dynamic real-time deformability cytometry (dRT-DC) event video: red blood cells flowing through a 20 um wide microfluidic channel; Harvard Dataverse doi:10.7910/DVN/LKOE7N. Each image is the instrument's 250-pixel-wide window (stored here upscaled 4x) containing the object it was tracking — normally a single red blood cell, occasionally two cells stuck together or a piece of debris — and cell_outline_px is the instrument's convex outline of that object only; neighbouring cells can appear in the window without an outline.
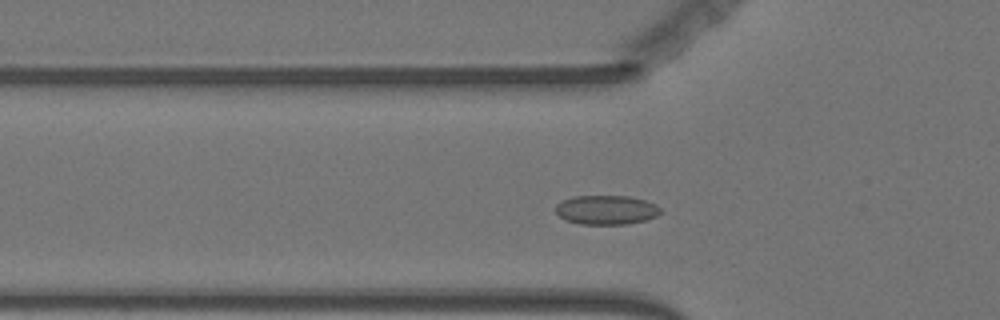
{"species": "Egyptian fruit bat (a non-hibernating species)", "species_latin": "Rousettus aegyptiacus", "temperature_condition": "warm", "stored_images_in_passage": 50, "camera_frame_rate_fps": 3000, "um_per_image_px": 0.085, "animal": {"sex": "female"}, "frame": {"image": 1, "passage_image": 12, "time_ms": 3.667, "image_size_px": [1000, 320], "cell_outline_px": [[660, 212], [656, 216], [644, 220], [628, 224], [580, 224], [564, 220], [556, 212], [556, 204], [560, 200], [572, 196], [628, 196], [644, 200], [656, 204], [660, 208]], "centroid_in_image_um": [51.49, 17.83], "position_along_channel_um": 74.3, "area_um2": 17.92}}
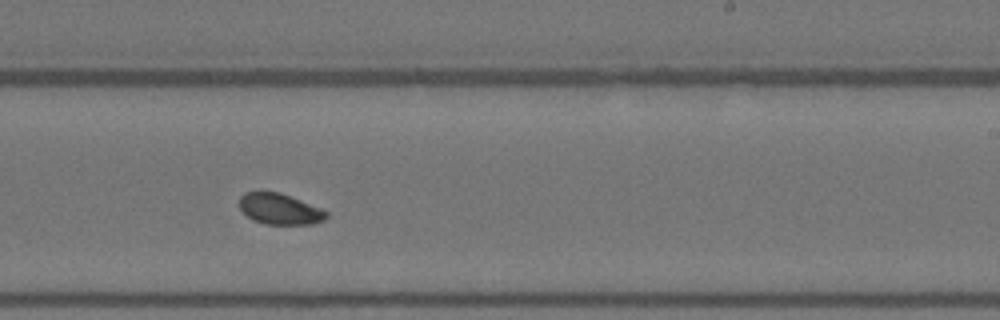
{"frame": {"image": 2, "passage_image": 28, "time_ms": 9.0, "image_size_px": [1000, 320], "cell_outline_px": [[328, 216], [324, 220], [312, 224], [268, 224], [256, 220], [248, 216], [240, 208], [240, 196], [244, 192], [280, 192], [320, 208], [328, 212]], "centroid_in_image_um": [23.8, 17.76], "position_along_channel_um": 265.2, "area_um2": 15.37}}
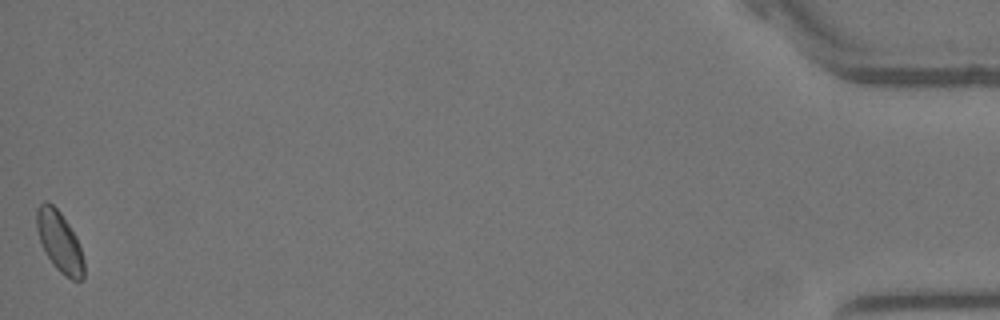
{"frame": {"image": 3, "passage_image": 50, "time_ms": 16.333, "image_size_px": [1000, 320], "cell_outline_px": [[84, 280], [72, 280], [64, 276], [56, 268], [48, 256], [40, 240], [36, 228], [36, 208], [44, 200], [48, 200], [60, 212], [76, 236], [84, 260]], "centroid_in_image_um": [5.06, 20.53], "position_along_channel_um": 430.1, "area_um2": 16.65}, "authors_computed_cell_mechanics": {"area_um2": 16.3863, "velocity_mm_per_s": 3.5681, "shape_relaxation_time_tau1_ms": 7.2878, "shape_relaxation_time_tau2_ms": null, "deformation_change_tau1": 0.1121, "deformation_change_tau2": null}}